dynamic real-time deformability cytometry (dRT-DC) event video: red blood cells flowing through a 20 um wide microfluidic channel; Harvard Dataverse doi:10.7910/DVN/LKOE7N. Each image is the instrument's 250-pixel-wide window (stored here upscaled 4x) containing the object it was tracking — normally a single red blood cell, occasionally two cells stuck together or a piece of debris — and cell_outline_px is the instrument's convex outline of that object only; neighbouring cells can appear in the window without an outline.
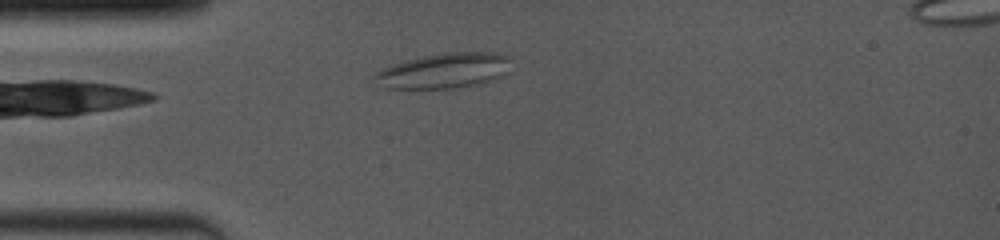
{"species": "common noctule bat (a hibernating species)", "species_latin": "Nyctalus noctula", "temperature_condition": "room temperature", "stored_images_in_passage": 30, "camera_frame_rate_fps": 4000, "um_per_image_px": 0.085, "animal": {"sex": "female", "body_mass_g": 19.0, "forearm_length_mm": 53.3}, "frame": {"image": 1, "passage_image": 2, "time_ms": 0.75, "image_size_px": [1000, 240], "cell_outline_px": [[508, 56], [504, 76], [480, 84], [452, 88], [380, 88], [368, 76], [392, 64], [424, 56], [444, 52], [500, 52]], "centroid_in_image_um": [37.65, 6.02], "position_along_channel_um": 47.3, "area_um2": 28.09}}
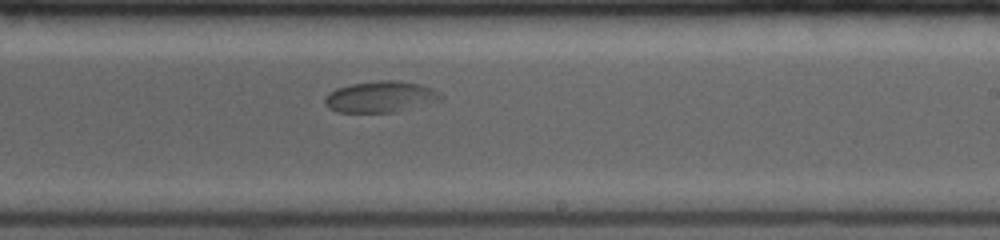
{"frame": {"image": 2, "passage_image": 16, "time_ms": 6.5, "image_size_px": [1000, 240], "cell_outline_px": [[444, 100], [396, 112], [336, 112], [328, 108], [324, 104], [324, 96], [328, 92], [336, 88], [352, 84], [380, 80], [396, 80], [420, 84], [432, 88], [440, 92], [444, 96]], "centroid_in_image_um": [32.36, 8.23], "position_along_channel_um": 256.6, "area_um2": 21.44}}
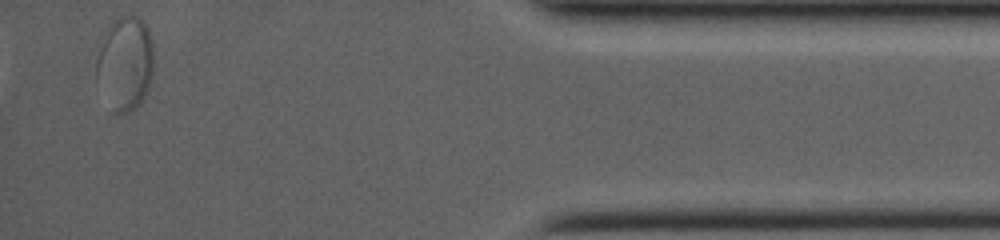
{"frame": {"image": 3, "passage_image": 29, "time_ms": 12.0, "image_size_px": [1000, 240], "cell_outline_px": [[152, 84], [140, 104], [128, 112], [112, 112], [96, 80], [96, 60], [108, 24], [112, 20], [120, 16], [136, 16], [144, 20], [148, 28], [152, 40]], "centroid_in_image_um": [10.64, 5.38], "position_along_channel_um": 424.6, "area_um2": 31.67}}